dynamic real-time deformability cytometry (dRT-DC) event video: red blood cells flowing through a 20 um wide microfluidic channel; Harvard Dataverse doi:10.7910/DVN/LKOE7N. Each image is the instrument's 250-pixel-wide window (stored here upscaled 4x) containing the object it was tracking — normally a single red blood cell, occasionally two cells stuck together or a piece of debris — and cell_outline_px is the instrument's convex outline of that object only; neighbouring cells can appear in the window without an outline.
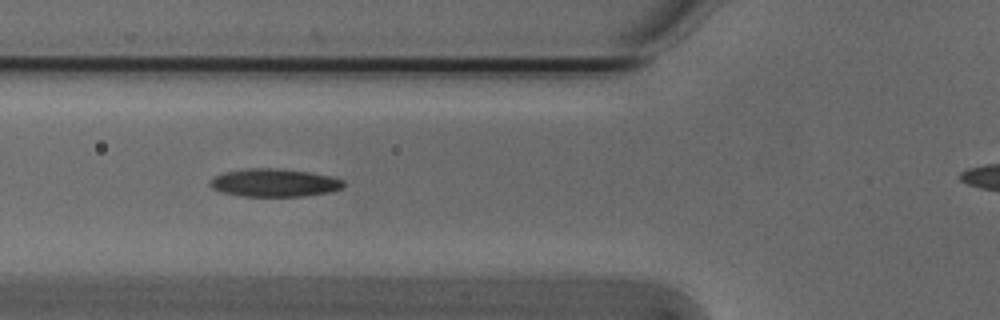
{"species": "Egyptian fruit bat (a non-hibernating species)", "species_latin": "Rousettus aegyptiacus", "temperature_condition": "cold", "stored_images_in_passage": 31, "camera_frame_rate_fps": 3000, "um_per_image_px": 0.085, "animal": {"sex": "male"}, "frame": {"image": 1, "passage_image": 3, "time_ms": 0.667, "image_size_px": [1000, 320], "cell_outline_px": [[344, 188], [332, 192], [304, 196], [240, 196], [220, 192], [212, 188], [208, 184], [216, 176], [224, 172], [248, 168], [280, 168], [308, 172], [328, 176], [344, 180]], "centroid_in_image_um": [23.33, 15.54], "position_along_channel_um": 102.5, "area_um2": 21.85}}
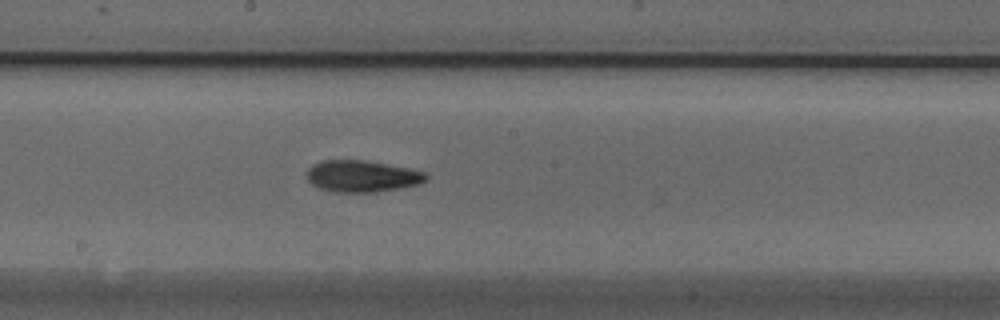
{"frame": {"image": 2, "passage_image": 12, "time_ms": 3.667, "image_size_px": [1000, 320], "cell_outline_px": [[428, 176], [420, 184], [400, 188], [376, 192], [336, 192], [320, 188], [312, 184], [308, 180], [308, 168], [312, 164], [320, 160], [364, 160], [408, 168], [424, 172]], "centroid_in_image_um": [30.75, 14.97], "position_along_channel_um": 217.4, "area_um2": 21.85}}
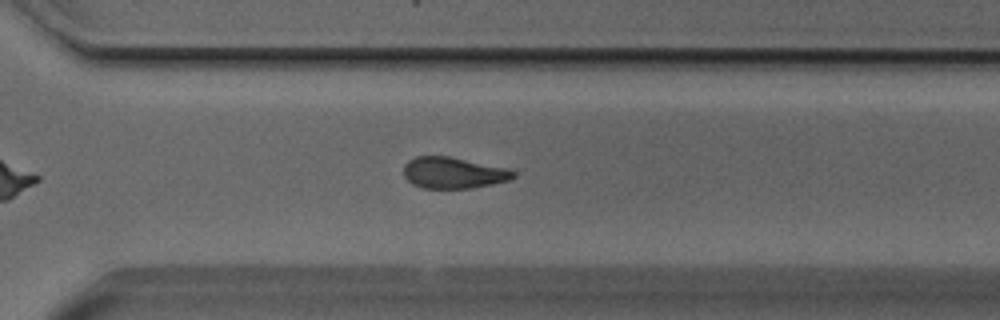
{"frame": {"image": 3, "passage_image": 21, "time_ms": 6.667, "image_size_px": [1000, 320], "cell_outline_px": [[516, 176], [508, 180], [492, 184], [472, 188], [420, 188], [412, 184], [404, 176], [404, 164], [408, 160], [416, 156], [448, 156], [512, 168], [516, 172]], "centroid_in_image_um": [38.56, 14.68], "position_along_channel_um": 332.0, "area_um2": 20.29}}